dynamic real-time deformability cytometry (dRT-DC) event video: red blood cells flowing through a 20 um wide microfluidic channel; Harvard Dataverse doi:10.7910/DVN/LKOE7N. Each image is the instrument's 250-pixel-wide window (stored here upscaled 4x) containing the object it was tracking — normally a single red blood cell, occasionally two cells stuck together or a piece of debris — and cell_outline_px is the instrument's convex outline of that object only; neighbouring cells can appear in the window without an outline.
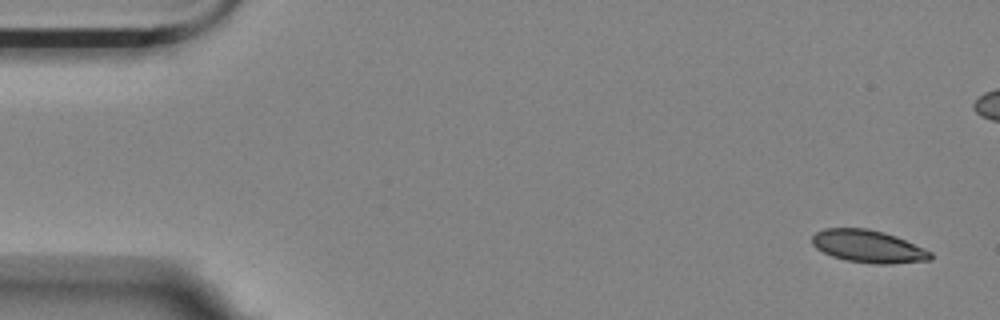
{"species": "Egyptian fruit bat (a non-hibernating species)", "species_latin": "Rousettus aegyptiacus", "temperature_condition": "room temperature", "stored_images_in_passage": 5, "camera_frame_rate_fps": 3000, "um_per_image_px": 0.085, "animal": {"sex": "female"}, "frame": {"image": 1, "passage_image": 1, "time_ms": 0.0, "image_size_px": [1000, 320], "cell_outline_px": [[932, 260], [892, 264], [876, 264], [848, 260], [832, 256], [816, 248], [812, 244], [812, 236], [816, 232], [824, 228], [868, 228], [884, 232], [896, 236], [924, 248], [932, 252]], "centroid_in_image_um": [73.82, 20.94], "position_along_channel_um": 11.2, "area_um2": 22.48}}